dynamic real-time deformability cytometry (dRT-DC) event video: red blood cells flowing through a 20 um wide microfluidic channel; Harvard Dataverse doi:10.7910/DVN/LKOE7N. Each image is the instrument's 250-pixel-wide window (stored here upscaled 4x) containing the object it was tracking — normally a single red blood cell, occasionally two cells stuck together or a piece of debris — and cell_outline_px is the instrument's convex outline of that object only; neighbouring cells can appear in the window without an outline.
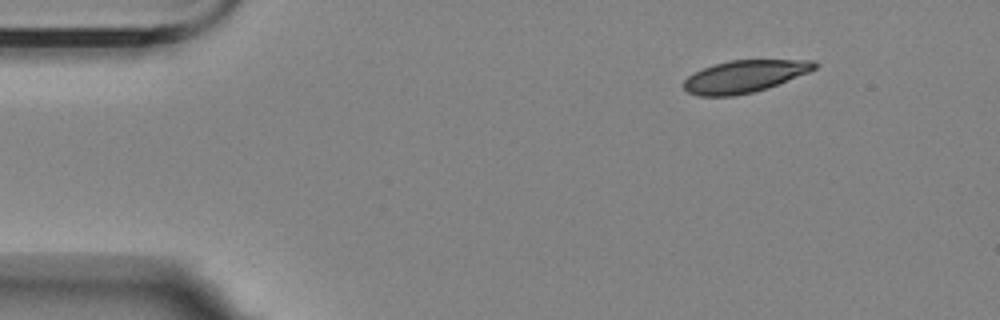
{"species": "Egyptian fruit bat (a non-hibernating species)", "species_latin": "Rousettus aegyptiacus", "temperature_condition": "room temperature", "stored_images_in_passage": 2, "camera_frame_rate_fps": 3000, "um_per_image_px": 0.085, "animal": {"sex": "female"}, "frame": {"image": 1, "passage_image": 1, "time_ms": 0.0, "image_size_px": [1000, 320], "cell_outline_px": [[820, 64], [816, 68], [808, 72], [768, 88], [752, 92], [732, 96], [700, 96], [688, 92], [684, 88], [684, 80], [688, 76], [704, 68], [728, 60], [816, 60]], "centroid_in_image_um": [63.31, 6.49], "position_along_channel_um": 21.7, "area_um2": 24.39}}